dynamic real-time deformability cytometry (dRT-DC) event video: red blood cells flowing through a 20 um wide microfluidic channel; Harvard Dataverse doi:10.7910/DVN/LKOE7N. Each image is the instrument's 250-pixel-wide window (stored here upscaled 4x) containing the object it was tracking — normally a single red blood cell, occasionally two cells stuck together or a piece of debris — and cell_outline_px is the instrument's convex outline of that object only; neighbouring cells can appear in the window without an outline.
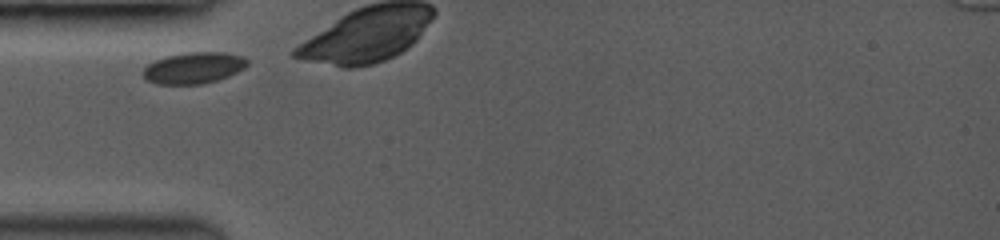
{"species": "common noctule bat (a hibernating species)", "species_latin": "Nyctalus noctula", "temperature_condition": "room temperature", "stored_images_in_passage": 10, "camera_frame_rate_fps": 3500, "um_per_image_px": 0.085, "animal": {"sex": "female", "body_mass_g": 19.0, "forearm_length_mm": 53.3}, "frame": {"image": 1, "passage_image": 1, "time_ms": 0.0, "image_size_px": [1000, 240], "cell_outline_px": [[248, 64], [244, 68], [228, 76], [216, 80], [200, 84], [156, 84], [148, 80], [144, 76], [144, 68], [148, 64], [156, 60], [168, 56], [188, 52], [224, 52], [244, 56], [248, 60]], "centroid_in_image_um": [16.49, 5.76], "position_along_channel_um": 68.5, "area_um2": 18.84}}
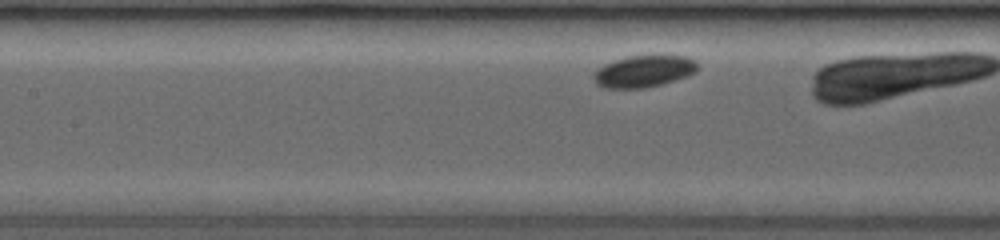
{"frame": {"image": 2, "passage_image": 9, "time_ms": 2.286, "image_size_px": [1000, 240], "cell_outline_px": [[700, 68], [696, 72], [688, 76], [676, 80], [660, 84], [640, 88], [608, 88], [596, 84], [592, 76], [604, 64], [612, 60], [624, 56], [652, 52], [688, 56], [696, 60], [700, 64]], "centroid_in_image_um": [54.82, 5.98], "position_along_channel_um": 152.6, "area_um2": 20.29}}